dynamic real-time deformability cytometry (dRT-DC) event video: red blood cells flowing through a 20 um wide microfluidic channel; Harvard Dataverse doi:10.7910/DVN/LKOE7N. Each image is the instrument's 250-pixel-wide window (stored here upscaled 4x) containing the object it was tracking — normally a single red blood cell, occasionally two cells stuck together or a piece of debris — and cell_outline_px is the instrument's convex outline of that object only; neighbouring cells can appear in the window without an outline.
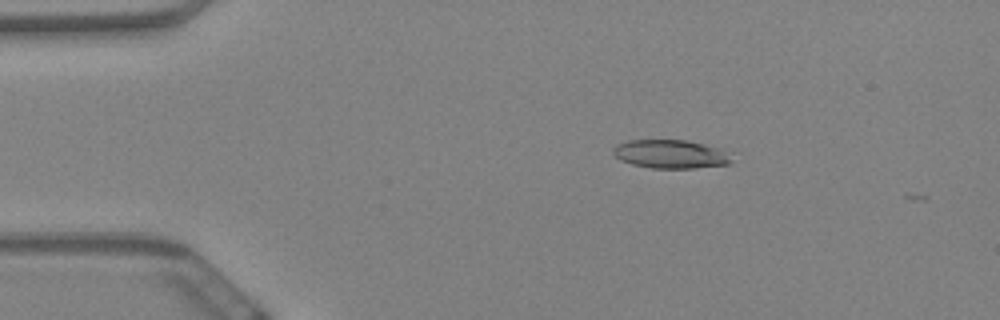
{"species": "Egyptian fruit bat (a non-hibernating species)", "species_latin": "Rousettus aegyptiacus", "temperature_condition": "warm", "stored_images_in_passage": 7, "camera_frame_rate_fps": 3000, "um_per_image_px": 0.085, "animal": {"sex": "female"}, "frame": {"image": 1, "passage_image": 2, "time_ms": 0.333, "image_size_px": [1000, 320], "cell_outline_px": [[732, 164], [696, 168], [652, 168], [632, 164], [620, 160], [612, 152], [612, 148], [616, 144], [628, 140], [688, 140], [720, 148], [732, 160]], "centroid_in_image_um": [56.97, 13.1], "position_along_channel_um": 28.0, "area_um2": 19.77}}